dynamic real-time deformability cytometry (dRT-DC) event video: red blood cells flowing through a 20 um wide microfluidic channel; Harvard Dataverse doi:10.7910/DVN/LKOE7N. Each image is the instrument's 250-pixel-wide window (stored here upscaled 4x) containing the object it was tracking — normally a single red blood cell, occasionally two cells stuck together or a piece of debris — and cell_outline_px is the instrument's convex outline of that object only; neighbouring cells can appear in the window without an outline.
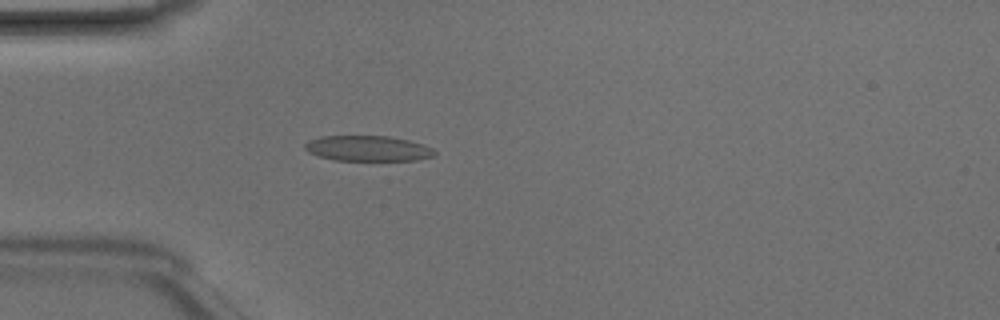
{"species": "Egyptian fruit bat (a non-hibernating species)", "species_latin": "Rousettus aegyptiacus", "temperature_condition": "room temperature", "stored_images_in_passage": 48, "camera_frame_rate_fps": 3000, "um_per_image_px": 0.085, "animal": {"sex": "male"}, "frame": {"image": 1, "passage_image": 14, "time_ms": 4.333, "image_size_px": [1000, 320], "cell_outline_px": [[436, 152], [432, 156], [416, 160], [336, 160], [320, 156], [308, 152], [304, 148], [304, 144], [308, 140], [320, 136], [388, 136], [408, 140], [424, 144], [432, 148]], "centroid_in_image_um": [31.25, 12.6], "position_along_channel_um": 53.8, "area_um2": 19.13}}
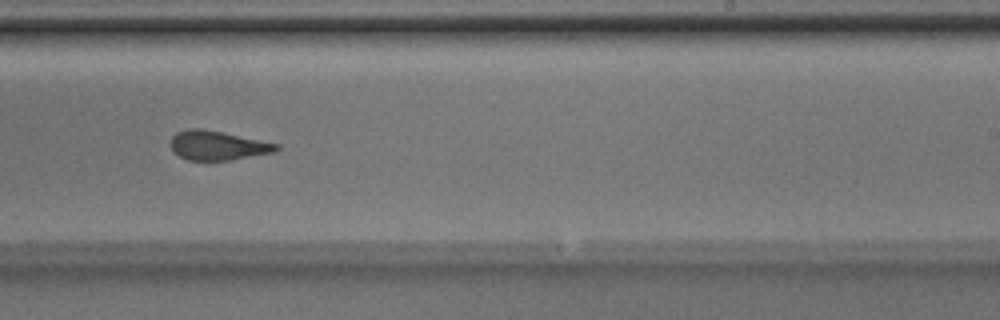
{"frame": {"image": 2, "passage_image": 30, "time_ms": 9.667, "image_size_px": [1000, 320], "cell_outline_px": [[280, 148], [276, 152], [232, 160], [188, 160], [172, 152], [168, 144], [172, 136], [176, 132], [188, 128], [200, 128], [280, 144]], "centroid_in_image_um": [18.46, 12.37], "position_along_channel_um": 270.5, "area_um2": 18.21}}
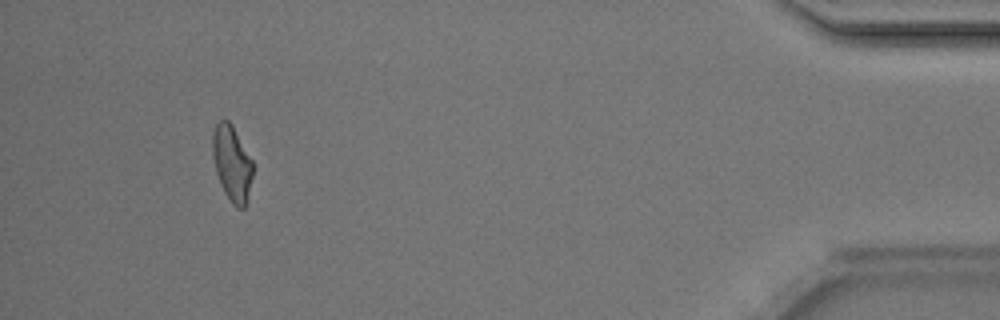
{"frame": {"image": 3, "passage_image": 45, "time_ms": 14.667, "image_size_px": [1000, 320], "cell_outline_px": [[252, 176], [244, 208], [236, 208], [232, 204], [224, 192], [216, 172], [212, 152], [212, 132], [216, 124], [220, 120], [228, 120], [232, 124], [252, 160]], "centroid_in_image_um": [19.69, 13.86], "position_along_channel_um": 415.5, "area_um2": 17.51}, "authors_computed_cell_mechanics": {"area_um2": 19.1318, "velocity_mm_per_s": 4.2202, "shape_relaxation_time_tau1_ms": 10.5024, "shape_relaxation_time_tau2_ms": 1.2884, "deformation_change_tau1": 0.2122, "deformation_change_tau2": 0.0895}}